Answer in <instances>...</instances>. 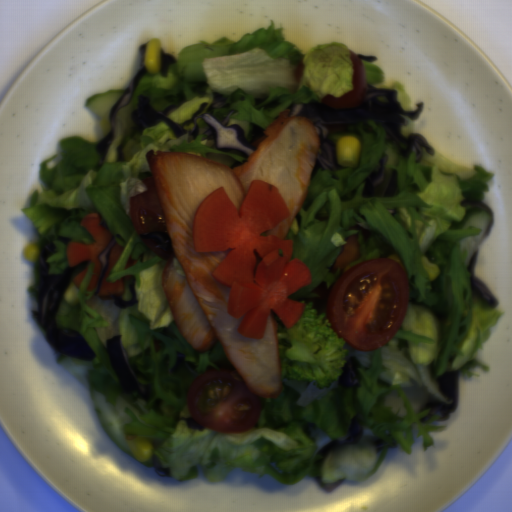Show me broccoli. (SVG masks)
<instances>
[{
  "label": "broccoli",
  "mask_w": 512,
  "mask_h": 512,
  "mask_svg": "<svg viewBox=\"0 0 512 512\" xmlns=\"http://www.w3.org/2000/svg\"><path fill=\"white\" fill-rule=\"evenodd\" d=\"M305 307L298 320L286 329L272 310L278 342L280 379L306 381L326 389L339 380L347 360L346 342L331 326L327 312L320 313L312 301L300 302Z\"/></svg>",
  "instance_id": "broccoli-1"
}]
</instances>
